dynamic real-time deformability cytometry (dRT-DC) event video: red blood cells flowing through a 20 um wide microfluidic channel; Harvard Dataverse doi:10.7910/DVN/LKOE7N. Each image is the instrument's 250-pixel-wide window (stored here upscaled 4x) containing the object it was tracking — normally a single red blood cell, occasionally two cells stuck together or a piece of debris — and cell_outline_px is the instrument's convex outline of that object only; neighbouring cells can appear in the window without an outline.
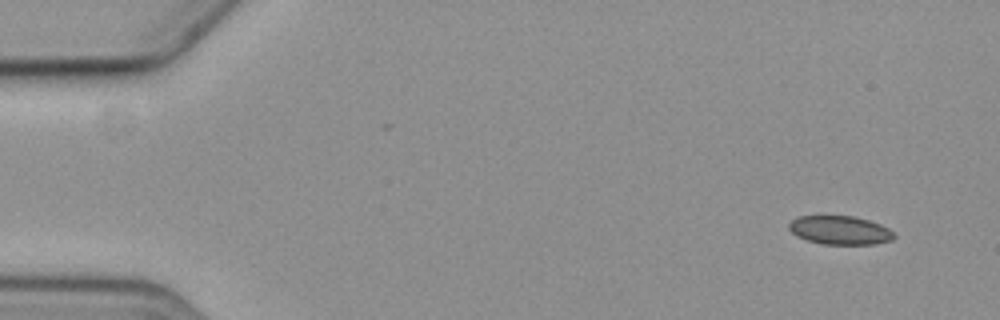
{"species": "common noctule bat (a hibernating species)", "species_latin": "Nyctalus noctula", "temperature_condition": "cold", "stored_images_in_passage": 5, "camera_frame_rate_fps": 3000, "um_per_image_px": 0.085, "animal": {"sex": "female", "body_mass_g": 19.3, "forearm_length_mm": 54.1}, "frame": {"image": 1, "passage_image": 1, "time_ms": 0.0, "image_size_px": [1000, 320], "cell_outline_px": [[896, 236], [892, 240], [876, 244], [824, 244], [808, 240], [796, 236], [788, 228], [788, 224], [792, 220], [800, 216], [852, 216], [868, 220], [880, 224], [888, 228]], "centroid_in_image_um": [71.4, 19.57], "position_along_channel_um": 13.6, "area_um2": 17.46}}
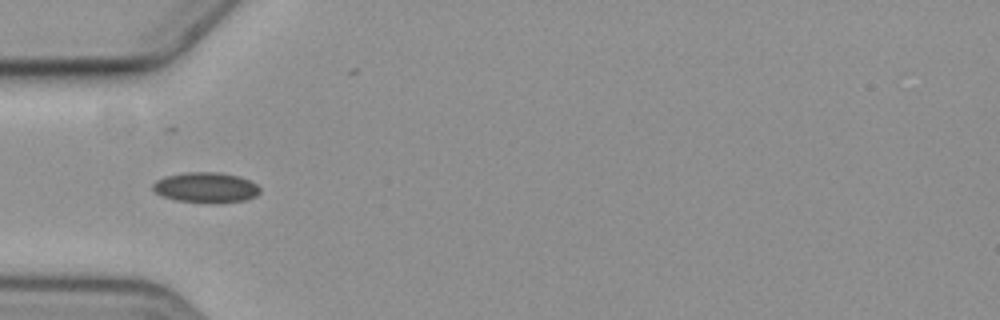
{"frame": {"image": 2, "passage_image": 5, "time_ms": 5.0, "image_size_px": [1000, 320], "cell_outline_px": [[260, 192], [256, 196], [248, 200], [220, 204], [208, 204], [176, 200], [160, 196], [152, 188], [152, 184], [156, 180], [164, 176], [188, 172], [220, 172], [240, 176], [256, 184], [260, 188]], "centroid_in_image_um": [17.51, 15.96], "position_along_channel_um": 67.5, "area_um2": 19.48}}